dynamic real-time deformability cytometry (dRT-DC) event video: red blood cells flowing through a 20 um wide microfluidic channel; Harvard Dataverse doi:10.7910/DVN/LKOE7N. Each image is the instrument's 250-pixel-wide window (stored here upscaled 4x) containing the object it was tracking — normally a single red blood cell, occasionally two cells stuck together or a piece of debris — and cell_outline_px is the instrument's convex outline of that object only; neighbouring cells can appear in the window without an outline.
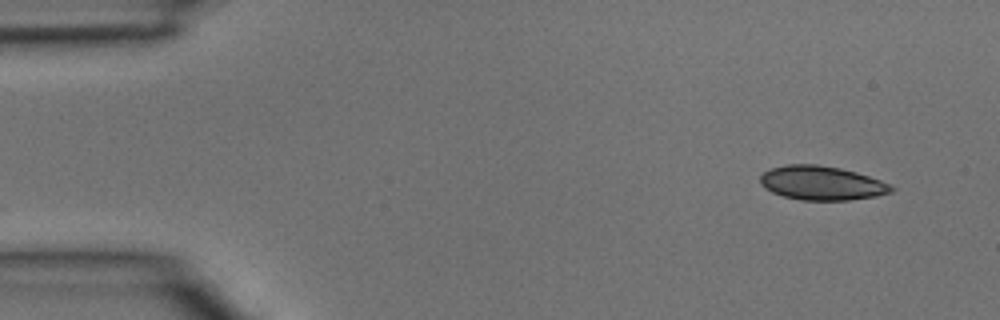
{"species": "common noctule bat (a hibernating species)", "species_latin": "Nyctalus noctula", "temperature_condition": "room temperature", "stored_images_in_passage": 4, "camera_frame_rate_fps": 3000, "um_per_image_px": 0.085, "animal": {"sex": "male", "body_mass_g": 15.6}, "frame": {"image": 1, "passage_image": 1, "time_ms": 0.0, "image_size_px": [1000, 320], "cell_outline_px": [[896, 188], [892, 192], [876, 196], [848, 200], [800, 200], [784, 196], [772, 192], [764, 188], [760, 184], [760, 176], [764, 172], [772, 168], [788, 164], [816, 164], [840, 168], [856, 172], [892, 184]], "centroid_in_image_um": [69.86, 15.56], "position_along_channel_um": 15.1, "area_um2": 26.07}}